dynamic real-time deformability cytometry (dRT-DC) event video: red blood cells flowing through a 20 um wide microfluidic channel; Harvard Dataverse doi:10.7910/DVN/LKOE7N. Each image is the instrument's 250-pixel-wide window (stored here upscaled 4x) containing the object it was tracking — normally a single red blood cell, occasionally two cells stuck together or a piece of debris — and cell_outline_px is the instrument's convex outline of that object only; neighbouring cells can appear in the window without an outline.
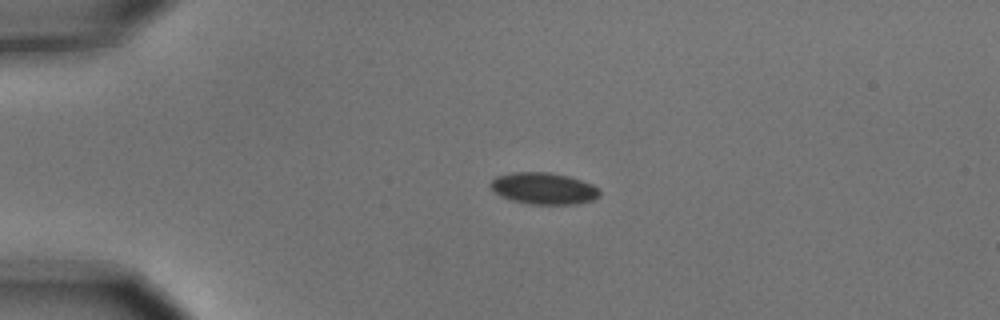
{"species": "common noctule bat (a hibernating species)", "species_latin": "Nyctalus noctula", "temperature_condition": "cold", "stored_images_in_passage": 4, "camera_frame_rate_fps": 3000, "um_per_image_px": 0.085, "animal": {"sex": "male", "body_mass_g": 15.6}, "frame": {"image": 1, "passage_image": 3, "time_ms": 0.667, "image_size_px": [1000, 320], "cell_outline_px": [[600, 196], [592, 200], [572, 204], [528, 204], [512, 200], [500, 196], [488, 184], [496, 176], [512, 172], [548, 172], [568, 176], [592, 184], [600, 188]], "centroid_in_image_um": [46.21, 16.01], "position_along_channel_um": 38.8, "area_um2": 20.11}}